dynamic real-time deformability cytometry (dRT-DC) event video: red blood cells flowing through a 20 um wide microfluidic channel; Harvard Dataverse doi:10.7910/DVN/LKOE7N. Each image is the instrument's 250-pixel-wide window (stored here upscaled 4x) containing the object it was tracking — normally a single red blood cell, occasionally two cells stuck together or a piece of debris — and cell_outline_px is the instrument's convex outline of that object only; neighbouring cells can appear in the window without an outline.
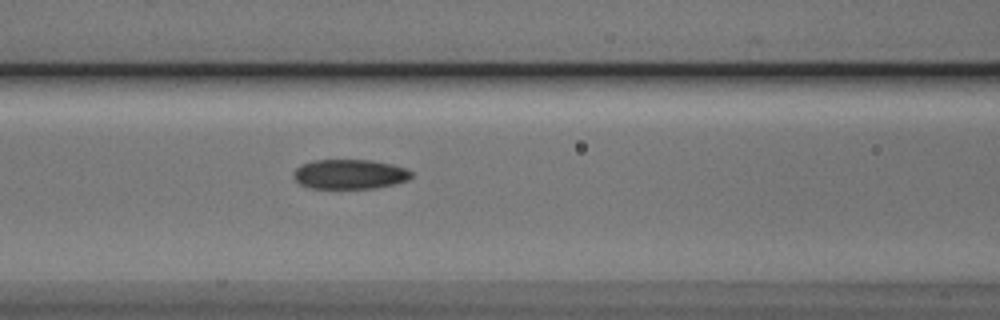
{"species": "Egyptian fruit bat (a non-hibernating species)", "species_latin": "Rousettus aegyptiacus", "temperature_condition": "cold", "stored_images_in_passage": 3, "camera_frame_rate_fps": 3000, "um_per_image_px": 0.085, "animal": {"sex": "male"}, "frame": {"image": 1, "passage_image": 3, "time_ms": 0.667, "image_size_px": [1000, 320], "cell_outline_px": [[412, 176], [408, 180], [376, 188], [312, 188], [300, 184], [296, 180], [292, 172], [300, 164], [312, 160], [372, 160], [392, 164], [404, 168], [412, 172]], "centroid_in_image_um": [29.7, 14.8], "position_along_channel_um": 136.9, "area_um2": 20.35}}